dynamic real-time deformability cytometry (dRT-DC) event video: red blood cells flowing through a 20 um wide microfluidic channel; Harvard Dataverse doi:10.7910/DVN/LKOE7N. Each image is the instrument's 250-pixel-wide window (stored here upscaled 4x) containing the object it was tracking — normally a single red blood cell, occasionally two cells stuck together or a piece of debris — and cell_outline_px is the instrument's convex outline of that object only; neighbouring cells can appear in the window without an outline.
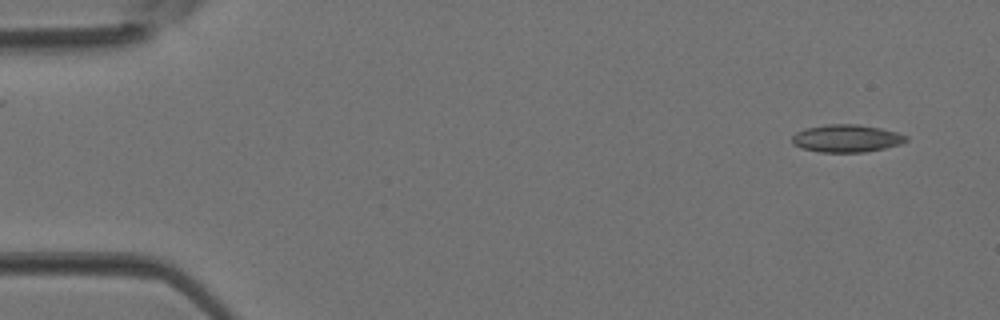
{"species": "Egyptian fruit bat (a non-hibernating species)", "species_latin": "Rousettus aegyptiacus", "temperature_condition": "room temperature", "stored_images_in_passage": 3, "camera_frame_rate_fps": 3000, "um_per_image_px": 0.085, "animal": {"sex": "female"}, "frame": {"image": 1, "passage_image": 1, "time_ms": 0.0, "image_size_px": [1000, 320], "cell_outline_px": [[908, 140], [900, 144], [884, 148], [864, 152], [820, 152], [804, 148], [792, 144], [792, 136], [796, 132], [804, 128], [828, 124], [856, 124], [880, 128], [896, 132], [908, 136]], "centroid_in_image_um": [71.95, 11.76], "position_along_channel_um": 13.1, "area_um2": 18.26}}